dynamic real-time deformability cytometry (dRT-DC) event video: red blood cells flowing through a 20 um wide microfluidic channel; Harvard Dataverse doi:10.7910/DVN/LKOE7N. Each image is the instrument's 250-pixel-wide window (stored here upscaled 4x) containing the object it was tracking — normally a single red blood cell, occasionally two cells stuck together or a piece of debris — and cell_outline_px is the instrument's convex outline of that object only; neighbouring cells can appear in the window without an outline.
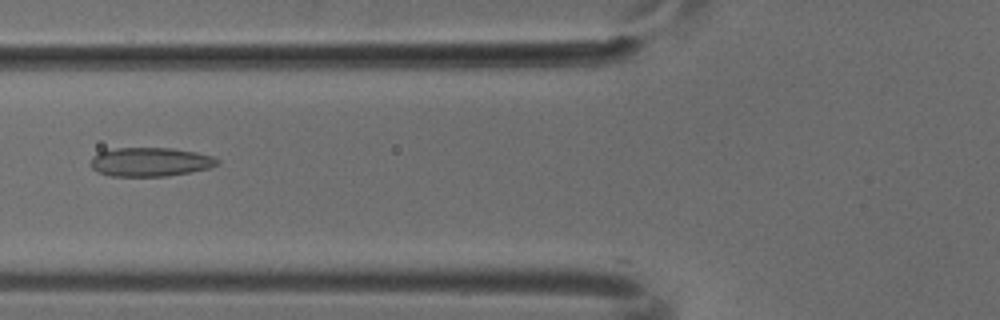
{"species": "common noctule bat (a hibernating species)", "species_latin": "Nyctalus noctula", "temperature_condition": "cold", "stored_images_in_passage": 6, "camera_frame_rate_fps": 3000, "um_per_image_px": 0.085, "animal": {"sex": "male", "body_mass_g": 18.8}, "frame": {"image": 1, "passage_image": 6, "time_ms": 1.667, "image_size_px": [1000, 320], "cell_outline_px": [[220, 160], [216, 164], [208, 168], [168, 176], [112, 176], [96, 172], [92, 168], [92, 156], [100, 152], [116, 148], [172, 148], [196, 152], [212, 156]], "centroid_in_image_um": [12.75, 13.76], "position_along_channel_um": 113.0, "area_um2": 21.15}}